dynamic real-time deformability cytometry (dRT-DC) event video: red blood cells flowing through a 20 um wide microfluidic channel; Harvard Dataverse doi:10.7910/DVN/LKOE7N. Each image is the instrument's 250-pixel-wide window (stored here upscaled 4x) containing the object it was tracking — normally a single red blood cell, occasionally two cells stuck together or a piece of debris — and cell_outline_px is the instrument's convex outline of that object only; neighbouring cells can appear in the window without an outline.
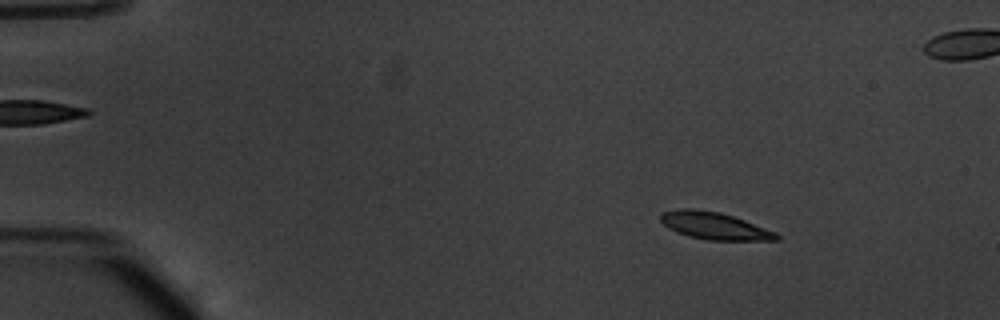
{"species": "common noctule bat (a hibernating species)", "species_latin": "Nyctalus noctula", "temperature_condition": "warm", "stored_images_in_passage": 48, "camera_frame_rate_fps": 3000, "um_per_image_px": 0.085, "animal": {"sex": "male", "body_mass_g": 20.1, "forearm_length_mm": 53.5}, "frame": {"image": 1, "passage_image": 8, "time_ms": 2.333, "image_size_px": [1000, 320], "cell_outline_px": [[780, 240], [708, 240], [688, 236], [676, 232], [668, 228], [660, 220], [660, 216], [664, 212], [680, 208], [692, 208], [720, 212], [744, 220], [776, 232], [780, 236]], "centroid_in_image_um": [60.72, 19.19], "position_along_channel_um": 24.3, "area_um2": 18.32}}
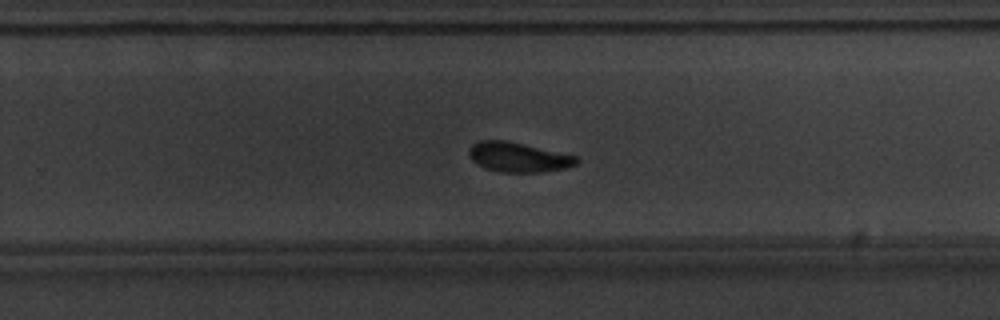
{"frame": {"image": 2, "passage_image": 36, "time_ms": 11.667, "image_size_px": [1000, 320], "cell_outline_px": [[580, 160], [576, 164], [564, 168], [540, 172], [500, 172], [476, 164], [468, 156], [468, 148], [472, 144], [480, 140], [504, 140], [576, 156]], "centroid_in_image_um": [44.0, 13.36], "position_along_channel_um": 285.8, "area_um2": 18.38}}
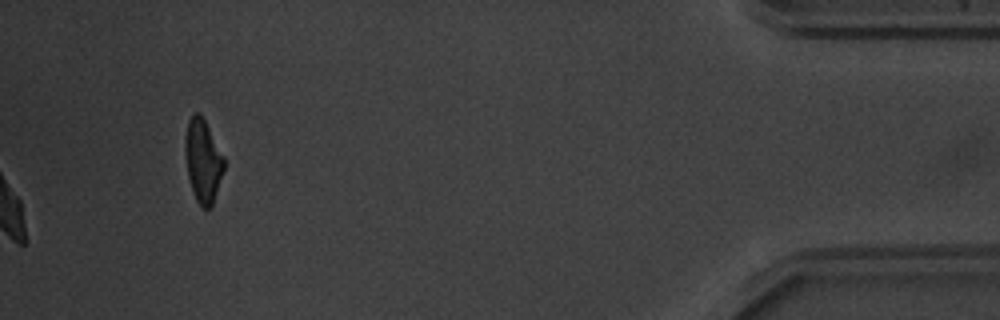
{"frame": {"image": 3, "passage_image": 48, "time_ms": 15.667, "image_size_px": [1000, 320], "cell_outline_px": [[224, 168], [212, 208], [200, 208], [192, 192], [188, 176], [184, 152], [184, 136], [188, 120], [192, 112], [200, 112], [224, 156]], "centroid_in_image_um": [17.22, 13.66], "position_along_channel_um": 418.0, "area_um2": 19.19}, "authors_computed_cell_mechanics": {"area_um2": 18.785, "velocity_mm_per_s": 3.78, "shape_relaxation_time_tau1_ms": 2.3644, "shape_relaxation_time_tau2_ms": 2.0935, "deformation_change_tau1": 0.1223, "deformation_change_tau2": 0.0683}}